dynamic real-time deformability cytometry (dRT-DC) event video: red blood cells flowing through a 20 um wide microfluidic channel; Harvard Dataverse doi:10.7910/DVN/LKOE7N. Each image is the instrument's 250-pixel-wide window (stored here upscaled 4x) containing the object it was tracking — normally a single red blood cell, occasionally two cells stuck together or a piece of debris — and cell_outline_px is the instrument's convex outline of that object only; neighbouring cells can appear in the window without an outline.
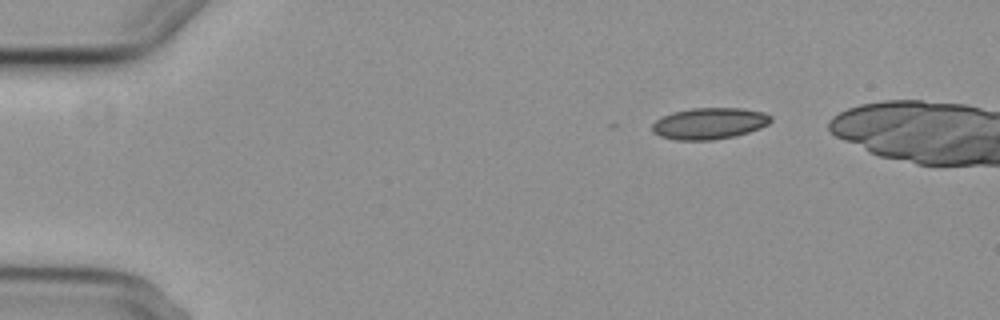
{"species": "common noctule bat (a hibernating species)", "species_latin": "Nyctalus noctula", "temperature_condition": "cold", "stored_images_in_passage": 6, "camera_frame_rate_fps": 3000, "um_per_image_px": 0.085, "animal": {"sex": "female", "body_mass_g": 29.2, "forearm_length_mm": 56.3}, "frame": {"image": 1, "passage_image": 1, "time_ms": 0.0, "image_size_px": [1000, 320], "cell_outline_px": [[772, 120], [768, 124], [760, 128], [736, 136], [712, 140], [676, 140], [660, 136], [652, 132], [652, 124], [656, 120], [672, 112], [692, 108], [740, 108], [764, 112], [772, 116]], "centroid_in_image_um": [60.3, 10.49], "position_along_channel_um": 24.7, "area_um2": 21.79}}
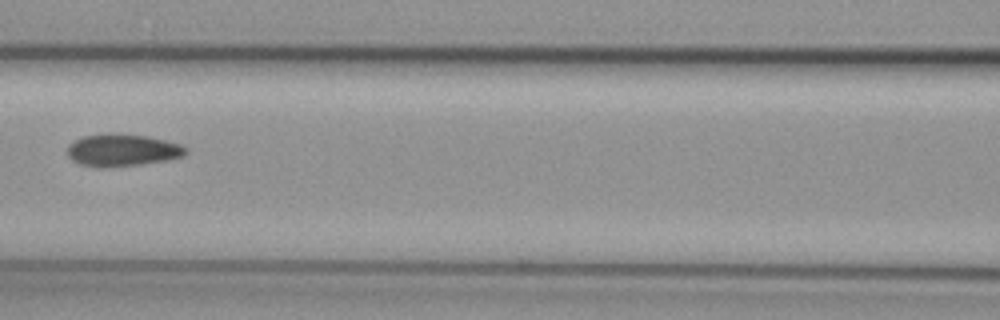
{"frame": {"image": 2, "passage_image": 5, "time_ms": 5.667, "image_size_px": [1000, 320], "cell_outline_px": [[188, 152], [184, 156], [168, 160], [140, 164], [100, 168], [96, 168], [80, 164], [72, 160], [68, 156], [68, 144], [84, 136], [104, 132], [112, 132], [148, 136], [180, 144], [188, 148]], "centroid_in_image_um": [10.4, 12.75], "position_along_channel_um": 156.2, "area_um2": 22.6}}
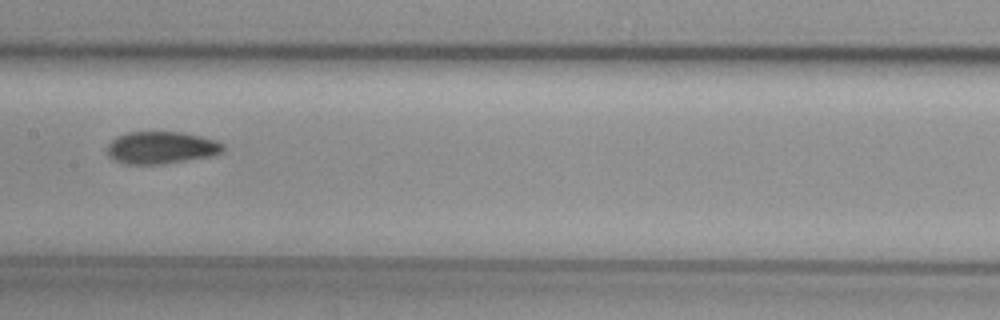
{"frame": {"image": 3, "passage_image": 6, "time_ms": 6.667, "image_size_px": [1000, 320], "cell_outline_px": [[224, 148], [220, 152], [212, 156], [164, 164], [124, 164], [108, 156], [108, 144], [116, 136], [124, 132], [180, 132], [200, 136], [216, 140], [224, 144]], "centroid_in_image_um": [13.69, 12.55], "position_along_channel_um": 193.7, "area_um2": 21.85}}